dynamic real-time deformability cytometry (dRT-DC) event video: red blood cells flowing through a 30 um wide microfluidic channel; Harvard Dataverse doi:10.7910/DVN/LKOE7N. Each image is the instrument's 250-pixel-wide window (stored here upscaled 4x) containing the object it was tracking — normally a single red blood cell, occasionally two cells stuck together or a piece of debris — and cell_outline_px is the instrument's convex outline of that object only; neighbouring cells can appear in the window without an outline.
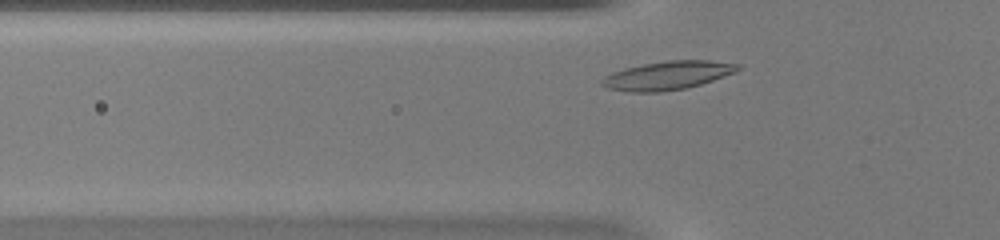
{"species": "common noctule bat (a hibernating species)", "species_latin": "Nyctalus noctula", "temperature_condition": "warm", "stored_images_in_passage": 28, "camera_frame_rate_fps": 3000, "um_per_image_px": 0.085, "animal": {"sex": "female", "body_mass_g": 20.0, "forearm_length_mm": 54.0}, "frame": {"image": 1, "passage_image": 4, "time_ms": 1.0, "image_size_px": [1000, 240], "cell_outline_px": [[740, 68], [736, 72], [700, 84], [684, 88], [660, 92], [628, 92], [608, 88], [600, 84], [600, 80], [604, 76], [612, 72], [624, 68], [644, 64], [668, 60], [708, 60], [740, 64]], "centroid_in_image_um": [56.71, 6.41], "position_along_channel_um": 69.1, "area_um2": 22.54}}
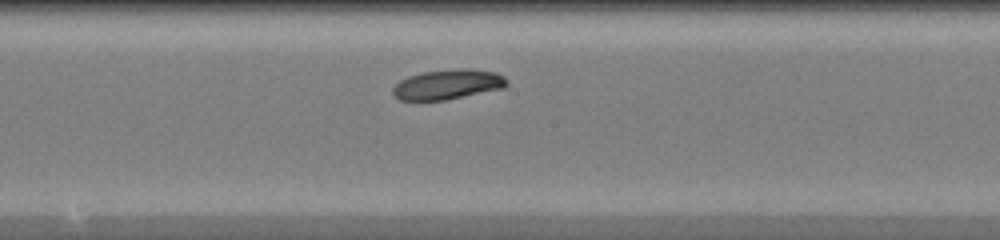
{"frame": {"image": 2, "passage_image": 14, "time_ms": 4.333, "image_size_px": [1000, 240], "cell_outline_px": [[508, 84], [504, 88], [444, 100], [400, 100], [392, 92], [392, 88], [400, 80], [408, 76], [424, 72], [460, 68], [468, 68], [496, 72], [504, 76], [508, 80]], "centroid_in_image_um": [38.09, 7.16], "position_along_channel_um": 210.1, "area_um2": 19.83}}
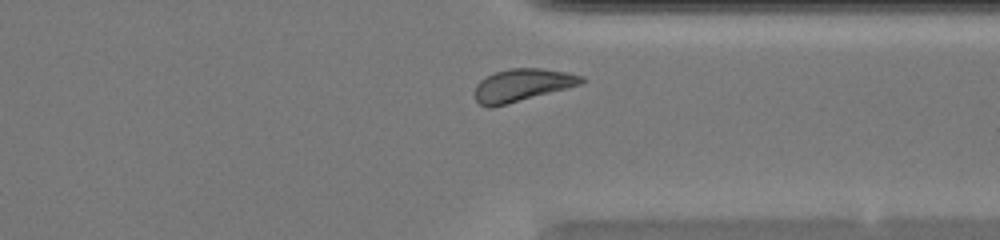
{"frame": {"image": 3, "passage_image": 25, "time_ms": 8.0, "image_size_px": [1000, 240], "cell_outline_px": [[584, 80], [580, 84], [508, 104], [492, 108], [488, 108], [480, 104], [476, 100], [476, 84], [480, 80], [496, 72], [508, 68], [540, 68], [568, 72], [584, 76]], "centroid_in_image_um": [44.37, 7.23], "position_along_channel_um": 367.0, "area_um2": 20.06}}